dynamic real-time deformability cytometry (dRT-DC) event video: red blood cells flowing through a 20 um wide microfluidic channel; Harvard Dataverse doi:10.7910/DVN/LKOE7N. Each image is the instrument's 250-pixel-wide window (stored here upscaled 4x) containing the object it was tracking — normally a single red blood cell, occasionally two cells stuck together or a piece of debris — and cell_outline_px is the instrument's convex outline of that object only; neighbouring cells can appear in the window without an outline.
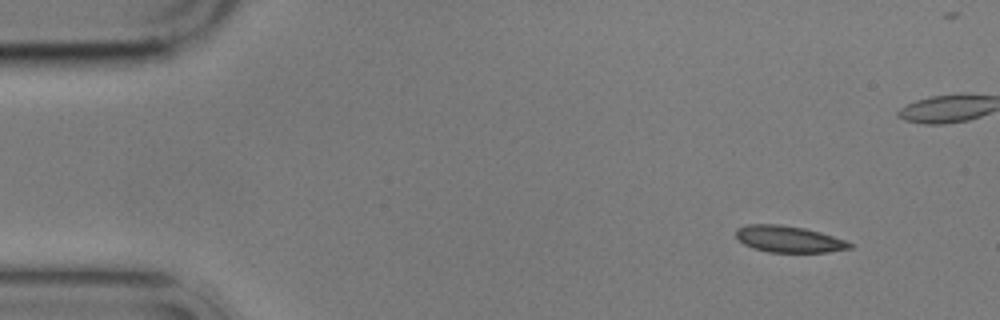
{"species": "common noctule bat (a hibernating species)", "species_latin": "Nyctalus noctula", "temperature_condition": "cold", "stored_images_in_passage": 5, "camera_frame_rate_fps": 3000, "um_per_image_px": 0.085, "animal": {"sex": "male", "body_mass_g": 17.9}, "frame": {"image": 1, "passage_image": 1, "time_ms": 0.0, "image_size_px": [1000, 320], "cell_outline_px": [[852, 248], [828, 252], [768, 252], [752, 248], [744, 244], [736, 236], [736, 228], [748, 224], [780, 224], [804, 228], [820, 232], [844, 240], [852, 244]], "centroid_in_image_um": [67.02, 20.32], "position_along_channel_um": 18.0, "area_um2": 17.51}}